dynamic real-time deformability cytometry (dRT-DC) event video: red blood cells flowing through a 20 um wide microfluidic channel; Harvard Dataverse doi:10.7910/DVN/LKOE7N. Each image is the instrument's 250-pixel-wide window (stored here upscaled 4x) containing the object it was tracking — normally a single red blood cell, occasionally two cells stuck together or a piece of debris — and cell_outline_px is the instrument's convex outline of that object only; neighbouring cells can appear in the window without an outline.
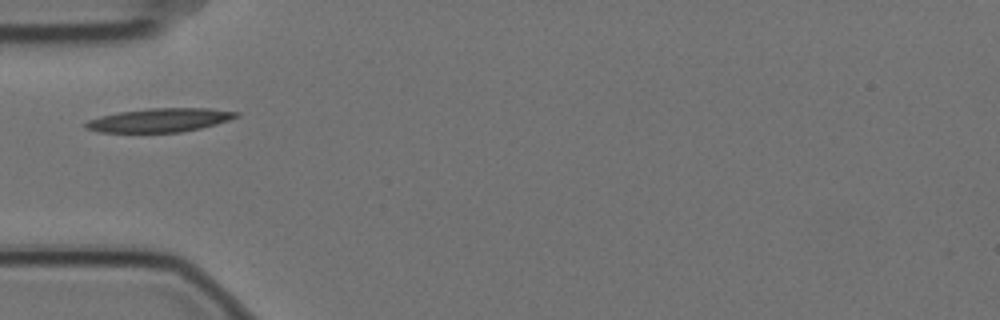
{"species": "Egyptian fruit bat (a non-hibernating species)", "species_latin": "Rousettus aegyptiacus", "temperature_condition": "cold", "stored_images_in_passage": 2, "camera_frame_rate_fps": 3000, "um_per_image_px": 0.085, "animal": {"sex": "female"}, "frame": {"image": 1, "passage_image": 1, "time_ms": 0.0, "image_size_px": [1000, 320], "cell_outline_px": [[240, 116], [216, 124], [200, 128], [180, 132], [100, 132], [84, 128], [84, 124], [88, 120], [100, 116], [120, 112], [148, 108], [208, 108], [240, 112]], "centroid_in_image_um": [13.58, 10.21], "position_along_channel_um": 71.4, "area_um2": 20.75}}
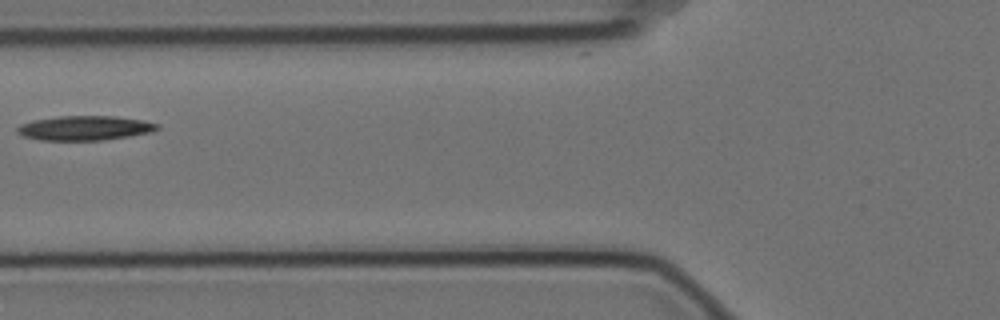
{"frame": {"image": 2, "passage_image": 2, "time_ms": 0.333, "image_size_px": [1000, 320], "cell_outline_px": [[160, 128], [152, 132], [132, 136], [104, 140], [40, 140], [24, 136], [16, 132], [16, 128], [20, 124], [32, 120], [60, 116], [116, 116], [144, 120], [160, 124]], "centroid_in_image_um": [7.24, 10.88], "position_along_channel_um": 118.6, "area_um2": 20.23}}